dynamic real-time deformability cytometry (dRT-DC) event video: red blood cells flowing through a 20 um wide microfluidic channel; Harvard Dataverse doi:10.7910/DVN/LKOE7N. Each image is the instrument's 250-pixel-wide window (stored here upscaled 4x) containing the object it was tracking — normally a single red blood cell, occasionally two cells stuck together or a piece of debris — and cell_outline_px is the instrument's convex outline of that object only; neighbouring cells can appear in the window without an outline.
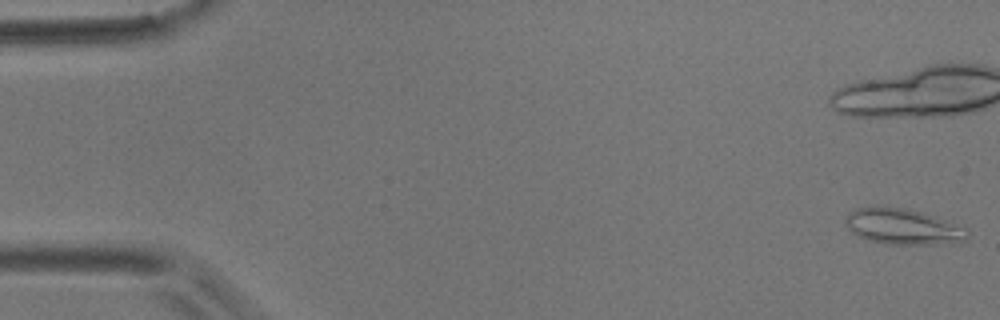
{"species": "common noctule bat (a hibernating species)", "species_latin": "Nyctalus noctula", "temperature_condition": "room temperature", "stored_images_in_passage": 41, "camera_frame_rate_fps": 3000, "um_per_image_px": 0.085, "animal": {"sex": "male", "body_mass_g": 17.9}, "frame": {"image": 1, "passage_image": 1, "time_ms": 0.0, "image_size_px": [1000, 320], "cell_outline_px": [[968, 236], [964, 240], [936, 244], [884, 244], [868, 240], [856, 236], [844, 224], [848, 212], [856, 208], [872, 204], [880, 204], [908, 208], [924, 212], [936, 216], [968, 228]], "centroid_in_image_um": [76.68, 19.21], "position_along_channel_um": 8.3, "area_um2": 26.18}}